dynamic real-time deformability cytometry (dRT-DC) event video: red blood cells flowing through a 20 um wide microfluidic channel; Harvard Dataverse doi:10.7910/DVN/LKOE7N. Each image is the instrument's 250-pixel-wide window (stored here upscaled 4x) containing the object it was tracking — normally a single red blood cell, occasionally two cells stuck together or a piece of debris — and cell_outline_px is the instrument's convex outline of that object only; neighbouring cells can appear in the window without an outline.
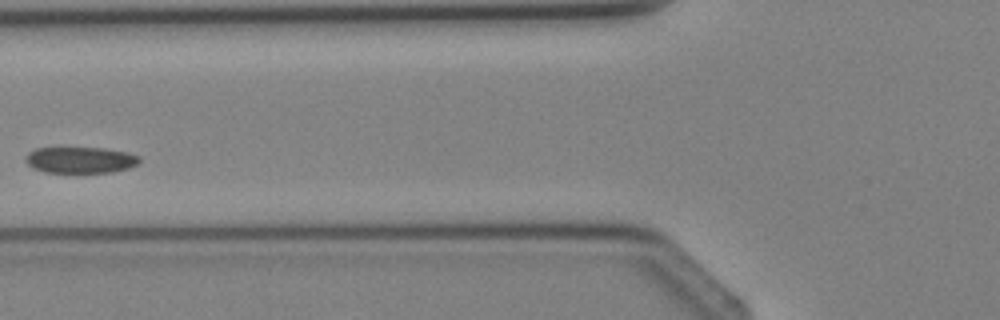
{"species": "Egyptian fruit bat (a non-hibernating species)", "species_latin": "Rousettus aegyptiacus", "temperature_condition": "cold", "stored_images_in_passage": 3, "camera_frame_rate_fps": 3000, "um_per_image_px": 0.085, "animal": {"sex": "female"}, "frame": {"image": 1, "passage_image": 3, "time_ms": 2.333, "image_size_px": [1000, 320], "cell_outline_px": [[140, 160], [136, 164], [128, 168], [112, 172], [44, 172], [32, 168], [28, 164], [24, 156], [28, 152], [36, 148], [104, 148], [128, 152], [140, 156]], "centroid_in_image_um": [6.82, 13.59], "position_along_channel_um": 119.0, "area_um2": 17.4}}